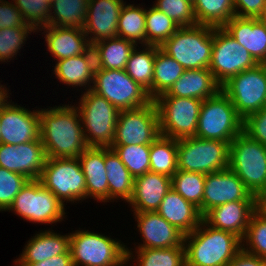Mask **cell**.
<instances>
[{"instance_id":"obj_24","label":"cell","mask_w":266,"mask_h":266,"mask_svg":"<svg viewBox=\"0 0 266 266\" xmlns=\"http://www.w3.org/2000/svg\"><path fill=\"white\" fill-rule=\"evenodd\" d=\"M78 159L86 179V199L109 202L105 147L88 146Z\"/></svg>"},{"instance_id":"obj_44","label":"cell","mask_w":266,"mask_h":266,"mask_svg":"<svg viewBox=\"0 0 266 266\" xmlns=\"http://www.w3.org/2000/svg\"><path fill=\"white\" fill-rule=\"evenodd\" d=\"M153 4L158 10L170 17L179 27L197 25L193 3L189 0H156Z\"/></svg>"},{"instance_id":"obj_39","label":"cell","mask_w":266,"mask_h":266,"mask_svg":"<svg viewBox=\"0 0 266 266\" xmlns=\"http://www.w3.org/2000/svg\"><path fill=\"white\" fill-rule=\"evenodd\" d=\"M206 175L197 172L177 170L171 177L172 188L185 200L199 208L203 216V193Z\"/></svg>"},{"instance_id":"obj_40","label":"cell","mask_w":266,"mask_h":266,"mask_svg":"<svg viewBox=\"0 0 266 266\" xmlns=\"http://www.w3.org/2000/svg\"><path fill=\"white\" fill-rule=\"evenodd\" d=\"M147 45L161 46L180 27L156 7H146Z\"/></svg>"},{"instance_id":"obj_26","label":"cell","mask_w":266,"mask_h":266,"mask_svg":"<svg viewBox=\"0 0 266 266\" xmlns=\"http://www.w3.org/2000/svg\"><path fill=\"white\" fill-rule=\"evenodd\" d=\"M52 70L60 83L72 88L90 90L94 83L96 62L92 47L84 54L55 62Z\"/></svg>"},{"instance_id":"obj_27","label":"cell","mask_w":266,"mask_h":266,"mask_svg":"<svg viewBox=\"0 0 266 266\" xmlns=\"http://www.w3.org/2000/svg\"><path fill=\"white\" fill-rule=\"evenodd\" d=\"M156 212L184 235L193 232L203 220L199 208L173 188L164 196Z\"/></svg>"},{"instance_id":"obj_41","label":"cell","mask_w":266,"mask_h":266,"mask_svg":"<svg viewBox=\"0 0 266 266\" xmlns=\"http://www.w3.org/2000/svg\"><path fill=\"white\" fill-rule=\"evenodd\" d=\"M135 178L150 171V145L110 146Z\"/></svg>"},{"instance_id":"obj_2","label":"cell","mask_w":266,"mask_h":266,"mask_svg":"<svg viewBox=\"0 0 266 266\" xmlns=\"http://www.w3.org/2000/svg\"><path fill=\"white\" fill-rule=\"evenodd\" d=\"M184 247L186 266H227L242 249V240L202 220L193 232L184 235Z\"/></svg>"},{"instance_id":"obj_18","label":"cell","mask_w":266,"mask_h":266,"mask_svg":"<svg viewBox=\"0 0 266 266\" xmlns=\"http://www.w3.org/2000/svg\"><path fill=\"white\" fill-rule=\"evenodd\" d=\"M46 159L41 139L19 145L0 143V167L22 174L29 180L40 178Z\"/></svg>"},{"instance_id":"obj_9","label":"cell","mask_w":266,"mask_h":266,"mask_svg":"<svg viewBox=\"0 0 266 266\" xmlns=\"http://www.w3.org/2000/svg\"><path fill=\"white\" fill-rule=\"evenodd\" d=\"M228 142L199 137L177 140L178 170L204 175L228 169Z\"/></svg>"},{"instance_id":"obj_34","label":"cell","mask_w":266,"mask_h":266,"mask_svg":"<svg viewBox=\"0 0 266 266\" xmlns=\"http://www.w3.org/2000/svg\"><path fill=\"white\" fill-rule=\"evenodd\" d=\"M138 5L127 4L125 1L118 19V37L142 46L147 45L146 8Z\"/></svg>"},{"instance_id":"obj_11","label":"cell","mask_w":266,"mask_h":266,"mask_svg":"<svg viewBox=\"0 0 266 266\" xmlns=\"http://www.w3.org/2000/svg\"><path fill=\"white\" fill-rule=\"evenodd\" d=\"M39 180L65 206L64 202L86 200V179L78 158H47Z\"/></svg>"},{"instance_id":"obj_20","label":"cell","mask_w":266,"mask_h":266,"mask_svg":"<svg viewBox=\"0 0 266 266\" xmlns=\"http://www.w3.org/2000/svg\"><path fill=\"white\" fill-rule=\"evenodd\" d=\"M124 3V0H89L83 30L91 46L118 36V19Z\"/></svg>"},{"instance_id":"obj_23","label":"cell","mask_w":266,"mask_h":266,"mask_svg":"<svg viewBox=\"0 0 266 266\" xmlns=\"http://www.w3.org/2000/svg\"><path fill=\"white\" fill-rule=\"evenodd\" d=\"M172 188L169 176L148 171L134 178L133 194L128 201L133 213L156 211Z\"/></svg>"},{"instance_id":"obj_4","label":"cell","mask_w":266,"mask_h":266,"mask_svg":"<svg viewBox=\"0 0 266 266\" xmlns=\"http://www.w3.org/2000/svg\"><path fill=\"white\" fill-rule=\"evenodd\" d=\"M81 93L78 104L74 105L80 114L86 144L110 147L114 141L120 111L91 89Z\"/></svg>"},{"instance_id":"obj_17","label":"cell","mask_w":266,"mask_h":266,"mask_svg":"<svg viewBox=\"0 0 266 266\" xmlns=\"http://www.w3.org/2000/svg\"><path fill=\"white\" fill-rule=\"evenodd\" d=\"M232 201H256V196L229 168L207 174L203 193V216L212 208Z\"/></svg>"},{"instance_id":"obj_29","label":"cell","mask_w":266,"mask_h":266,"mask_svg":"<svg viewBox=\"0 0 266 266\" xmlns=\"http://www.w3.org/2000/svg\"><path fill=\"white\" fill-rule=\"evenodd\" d=\"M221 86L209 69H190L185 70L165 94L181 98H196L203 101L216 96L221 91Z\"/></svg>"},{"instance_id":"obj_48","label":"cell","mask_w":266,"mask_h":266,"mask_svg":"<svg viewBox=\"0 0 266 266\" xmlns=\"http://www.w3.org/2000/svg\"><path fill=\"white\" fill-rule=\"evenodd\" d=\"M31 26L24 19L13 0H0V29Z\"/></svg>"},{"instance_id":"obj_31","label":"cell","mask_w":266,"mask_h":266,"mask_svg":"<svg viewBox=\"0 0 266 266\" xmlns=\"http://www.w3.org/2000/svg\"><path fill=\"white\" fill-rule=\"evenodd\" d=\"M136 46L135 43L118 36L93 44L96 68L125 69L126 63Z\"/></svg>"},{"instance_id":"obj_16","label":"cell","mask_w":266,"mask_h":266,"mask_svg":"<svg viewBox=\"0 0 266 266\" xmlns=\"http://www.w3.org/2000/svg\"><path fill=\"white\" fill-rule=\"evenodd\" d=\"M0 143L19 145L40 139L39 108L30 110L10 99L0 108Z\"/></svg>"},{"instance_id":"obj_14","label":"cell","mask_w":266,"mask_h":266,"mask_svg":"<svg viewBox=\"0 0 266 266\" xmlns=\"http://www.w3.org/2000/svg\"><path fill=\"white\" fill-rule=\"evenodd\" d=\"M257 64L251 54L223 27L214 28L209 70L221 85L230 77L253 68Z\"/></svg>"},{"instance_id":"obj_33","label":"cell","mask_w":266,"mask_h":266,"mask_svg":"<svg viewBox=\"0 0 266 266\" xmlns=\"http://www.w3.org/2000/svg\"><path fill=\"white\" fill-rule=\"evenodd\" d=\"M155 56V45L136 46L124 69L135 82L148 91L151 99Z\"/></svg>"},{"instance_id":"obj_13","label":"cell","mask_w":266,"mask_h":266,"mask_svg":"<svg viewBox=\"0 0 266 266\" xmlns=\"http://www.w3.org/2000/svg\"><path fill=\"white\" fill-rule=\"evenodd\" d=\"M237 114L244 120L266 106V66L257 64L230 77L221 86Z\"/></svg>"},{"instance_id":"obj_10","label":"cell","mask_w":266,"mask_h":266,"mask_svg":"<svg viewBox=\"0 0 266 266\" xmlns=\"http://www.w3.org/2000/svg\"><path fill=\"white\" fill-rule=\"evenodd\" d=\"M153 101L158 111L160 135L176 140L196 135L202 100L164 93Z\"/></svg>"},{"instance_id":"obj_37","label":"cell","mask_w":266,"mask_h":266,"mask_svg":"<svg viewBox=\"0 0 266 266\" xmlns=\"http://www.w3.org/2000/svg\"><path fill=\"white\" fill-rule=\"evenodd\" d=\"M197 25L223 27L235 16L233 0H193Z\"/></svg>"},{"instance_id":"obj_46","label":"cell","mask_w":266,"mask_h":266,"mask_svg":"<svg viewBox=\"0 0 266 266\" xmlns=\"http://www.w3.org/2000/svg\"><path fill=\"white\" fill-rule=\"evenodd\" d=\"M28 180L22 174L0 167V212L9 209L15 196Z\"/></svg>"},{"instance_id":"obj_35","label":"cell","mask_w":266,"mask_h":266,"mask_svg":"<svg viewBox=\"0 0 266 266\" xmlns=\"http://www.w3.org/2000/svg\"><path fill=\"white\" fill-rule=\"evenodd\" d=\"M185 69L172 57L156 46L154 63L152 100L167 93L172 85L182 76Z\"/></svg>"},{"instance_id":"obj_3","label":"cell","mask_w":266,"mask_h":266,"mask_svg":"<svg viewBox=\"0 0 266 266\" xmlns=\"http://www.w3.org/2000/svg\"><path fill=\"white\" fill-rule=\"evenodd\" d=\"M214 28L206 25L180 27L160 49L185 70L209 69Z\"/></svg>"},{"instance_id":"obj_30","label":"cell","mask_w":266,"mask_h":266,"mask_svg":"<svg viewBox=\"0 0 266 266\" xmlns=\"http://www.w3.org/2000/svg\"><path fill=\"white\" fill-rule=\"evenodd\" d=\"M105 169L109 186V202L130 200L133 194L134 177L110 147H105Z\"/></svg>"},{"instance_id":"obj_6","label":"cell","mask_w":266,"mask_h":266,"mask_svg":"<svg viewBox=\"0 0 266 266\" xmlns=\"http://www.w3.org/2000/svg\"><path fill=\"white\" fill-rule=\"evenodd\" d=\"M255 196L266 192V145L243 131L230 143L229 166Z\"/></svg>"},{"instance_id":"obj_15","label":"cell","mask_w":266,"mask_h":266,"mask_svg":"<svg viewBox=\"0 0 266 266\" xmlns=\"http://www.w3.org/2000/svg\"><path fill=\"white\" fill-rule=\"evenodd\" d=\"M159 135L158 111L152 101L144 107L119 112L111 146L150 145Z\"/></svg>"},{"instance_id":"obj_36","label":"cell","mask_w":266,"mask_h":266,"mask_svg":"<svg viewBox=\"0 0 266 266\" xmlns=\"http://www.w3.org/2000/svg\"><path fill=\"white\" fill-rule=\"evenodd\" d=\"M177 170V140L159 135L150 144V171L171 178Z\"/></svg>"},{"instance_id":"obj_47","label":"cell","mask_w":266,"mask_h":266,"mask_svg":"<svg viewBox=\"0 0 266 266\" xmlns=\"http://www.w3.org/2000/svg\"><path fill=\"white\" fill-rule=\"evenodd\" d=\"M243 132L251 139L266 145V106L243 120Z\"/></svg>"},{"instance_id":"obj_55","label":"cell","mask_w":266,"mask_h":266,"mask_svg":"<svg viewBox=\"0 0 266 266\" xmlns=\"http://www.w3.org/2000/svg\"><path fill=\"white\" fill-rule=\"evenodd\" d=\"M127 264H128L127 261H125L121 266H125V265L128 266ZM129 266L131 265L129 264Z\"/></svg>"},{"instance_id":"obj_45","label":"cell","mask_w":266,"mask_h":266,"mask_svg":"<svg viewBox=\"0 0 266 266\" xmlns=\"http://www.w3.org/2000/svg\"><path fill=\"white\" fill-rule=\"evenodd\" d=\"M55 0H13L26 22L36 31L49 25L50 8Z\"/></svg>"},{"instance_id":"obj_1","label":"cell","mask_w":266,"mask_h":266,"mask_svg":"<svg viewBox=\"0 0 266 266\" xmlns=\"http://www.w3.org/2000/svg\"><path fill=\"white\" fill-rule=\"evenodd\" d=\"M40 139L47 158H78L88 147L75 105L40 108Z\"/></svg>"},{"instance_id":"obj_12","label":"cell","mask_w":266,"mask_h":266,"mask_svg":"<svg viewBox=\"0 0 266 266\" xmlns=\"http://www.w3.org/2000/svg\"><path fill=\"white\" fill-rule=\"evenodd\" d=\"M93 92L107 99L119 111L144 107L153 100L127 72L114 69H95Z\"/></svg>"},{"instance_id":"obj_43","label":"cell","mask_w":266,"mask_h":266,"mask_svg":"<svg viewBox=\"0 0 266 266\" xmlns=\"http://www.w3.org/2000/svg\"><path fill=\"white\" fill-rule=\"evenodd\" d=\"M242 249L266 260V219L255 211L242 239Z\"/></svg>"},{"instance_id":"obj_54","label":"cell","mask_w":266,"mask_h":266,"mask_svg":"<svg viewBox=\"0 0 266 266\" xmlns=\"http://www.w3.org/2000/svg\"><path fill=\"white\" fill-rule=\"evenodd\" d=\"M260 21L264 24L265 28H266V10L264 11V13L259 17Z\"/></svg>"},{"instance_id":"obj_19","label":"cell","mask_w":266,"mask_h":266,"mask_svg":"<svg viewBox=\"0 0 266 266\" xmlns=\"http://www.w3.org/2000/svg\"><path fill=\"white\" fill-rule=\"evenodd\" d=\"M135 216V217H134ZM141 241L134 249L184 247V234L156 211L133 213Z\"/></svg>"},{"instance_id":"obj_28","label":"cell","mask_w":266,"mask_h":266,"mask_svg":"<svg viewBox=\"0 0 266 266\" xmlns=\"http://www.w3.org/2000/svg\"><path fill=\"white\" fill-rule=\"evenodd\" d=\"M22 253L14 263H37L56 255L65 254L70 249V235L60 234L54 230H40L31 236Z\"/></svg>"},{"instance_id":"obj_32","label":"cell","mask_w":266,"mask_h":266,"mask_svg":"<svg viewBox=\"0 0 266 266\" xmlns=\"http://www.w3.org/2000/svg\"><path fill=\"white\" fill-rule=\"evenodd\" d=\"M129 248L126 243V261L129 264L135 262L132 263L133 266H186L185 247L133 249L134 251Z\"/></svg>"},{"instance_id":"obj_21","label":"cell","mask_w":266,"mask_h":266,"mask_svg":"<svg viewBox=\"0 0 266 266\" xmlns=\"http://www.w3.org/2000/svg\"><path fill=\"white\" fill-rule=\"evenodd\" d=\"M44 35L47 51L53 60H63L86 53L92 46L83 28L47 25L37 30Z\"/></svg>"},{"instance_id":"obj_42","label":"cell","mask_w":266,"mask_h":266,"mask_svg":"<svg viewBox=\"0 0 266 266\" xmlns=\"http://www.w3.org/2000/svg\"><path fill=\"white\" fill-rule=\"evenodd\" d=\"M35 32L37 31L32 26L0 29V63L14 60V57L20 53L19 50L26 44L29 34Z\"/></svg>"},{"instance_id":"obj_7","label":"cell","mask_w":266,"mask_h":266,"mask_svg":"<svg viewBox=\"0 0 266 266\" xmlns=\"http://www.w3.org/2000/svg\"><path fill=\"white\" fill-rule=\"evenodd\" d=\"M32 223L56 225L66 218L65 205L39 179L28 180L7 210Z\"/></svg>"},{"instance_id":"obj_49","label":"cell","mask_w":266,"mask_h":266,"mask_svg":"<svg viewBox=\"0 0 266 266\" xmlns=\"http://www.w3.org/2000/svg\"><path fill=\"white\" fill-rule=\"evenodd\" d=\"M235 16L259 18L266 10V0H233Z\"/></svg>"},{"instance_id":"obj_22","label":"cell","mask_w":266,"mask_h":266,"mask_svg":"<svg viewBox=\"0 0 266 266\" xmlns=\"http://www.w3.org/2000/svg\"><path fill=\"white\" fill-rule=\"evenodd\" d=\"M255 211L256 201H232L212 208L203 220L211 227L233 233L242 240Z\"/></svg>"},{"instance_id":"obj_50","label":"cell","mask_w":266,"mask_h":266,"mask_svg":"<svg viewBox=\"0 0 266 266\" xmlns=\"http://www.w3.org/2000/svg\"><path fill=\"white\" fill-rule=\"evenodd\" d=\"M14 266H73L70 249L61 255L47 258L37 263H14Z\"/></svg>"},{"instance_id":"obj_5","label":"cell","mask_w":266,"mask_h":266,"mask_svg":"<svg viewBox=\"0 0 266 266\" xmlns=\"http://www.w3.org/2000/svg\"><path fill=\"white\" fill-rule=\"evenodd\" d=\"M69 235L73 266H121L126 261V245L119 239L80 228Z\"/></svg>"},{"instance_id":"obj_53","label":"cell","mask_w":266,"mask_h":266,"mask_svg":"<svg viewBox=\"0 0 266 266\" xmlns=\"http://www.w3.org/2000/svg\"><path fill=\"white\" fill-rule=\"evenodd\" d=\"M7 88L9 87L2 85L0 81V108H2L8 102V100H10L8 98H10V95L12 93H9L10 89H7Z\"/></svg>"},{"instance_id":"obj_38","label":"cell","mask_w":266,"mask_h":266,"mask_svg":"<svg viewBox=\"0 0 266 266\" xmlns=\"http://www.w3.org/2000/svg\"><path fill=\"white\" fill-rule=\"evenodd\" d=\"M89 0H55L50 6L49 25L83 28Z\"/></svg>"},{"instance_id":"obj_52","label":"cell","mask_w":266,"mask_h":266,"mask_svg":"<svg viewBox=\"0 0 266 266\" xmlns=\"http://www.w3.org/2000/svg\"><path fill=\"white\" fill-rule=\"evenodd\" d=\"M256 211L266 219V192L256 196Z\"/></svg>"},{"instance_id":"obj_25","label":"cell","mask_w":266,"mask_h":266,"mask_svg":"<svg viewBox=\"0 0 266 266\" xmlns=\"http://www.w3.org/2000/svg\"><path fill=\"white\" fill-rule=\"evenodd\" d=\"M223 28L258 64L266 62V28L259 18L234 16Z\"/></svg>"},{"instance_id":"obj_8","label":"cell","mask_w":266,"mask_h":266,"mask_svg":"<svg viewBox=\"0 0 266 266\" xmlns=\"http://www.w3.org/2000/svg\"><path fill=\"white\" fill-rule=\"evenodd\" d=\"M242 131L243 119L222 90L216 96L202 101L196 137L230 144Z\"/></svg>"},{"instance_id":"obj_51","label":"cell","mask_w":266,"mask_h":266,"mask_svg":"<svg viewBox=\"0 0 266 266\" xmlns=\"http://www.w3.org/2000/svg\"><path fill=\"white\" fill-rule=\"evenodd\" d=\"M227 266H266V260L241 249Z\"/></svg>"}]
</instances>
